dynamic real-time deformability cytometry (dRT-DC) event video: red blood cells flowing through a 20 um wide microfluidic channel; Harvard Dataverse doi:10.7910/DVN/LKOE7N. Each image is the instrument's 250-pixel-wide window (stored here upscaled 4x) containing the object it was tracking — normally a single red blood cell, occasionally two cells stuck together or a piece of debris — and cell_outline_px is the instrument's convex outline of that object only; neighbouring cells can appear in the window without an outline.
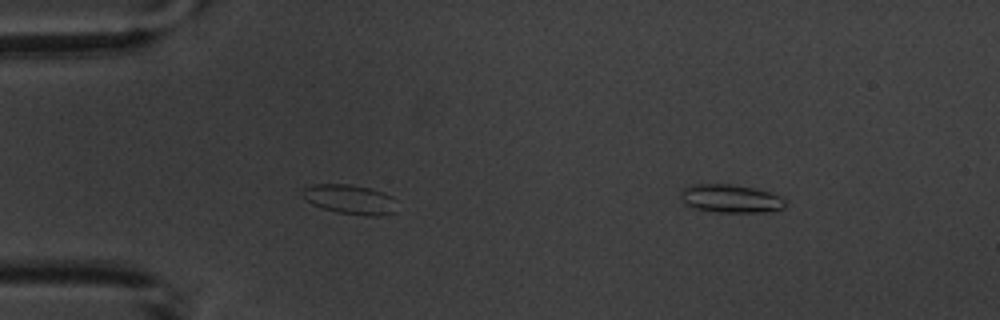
{"species": "common noctule bat (a hibernating species)", "species_latin": "Nyctalus noctula", "temperature_condition": "warm", "stored_images_in_passage": 4, "segment_of_instrument_passage": [2, 2], "camera_frame_rate_fps": 3000, "um_per_image_px": 0.085, "animal": {"sex": "male", "body_mass_g": 20.1, "forearm_length_mm": 53.5}, "frame": {"image": 1, "passage_image": 4, "time_ms": 3.333, "image_size_px": [1000, 320], "cell_outline_px": [[784, 208], [768, 212], [720, 212], [696, 208], [684, 204], [680, 196], [680, 192], [684, 188], [692, 184], [732, 184], [752, 188], [768, 192], [780, 196], [784, 200]], "centroid_in_image_um": [62.08, 16.88], "position_along_channel_um": 22.9, "area_um2": 17.05}}